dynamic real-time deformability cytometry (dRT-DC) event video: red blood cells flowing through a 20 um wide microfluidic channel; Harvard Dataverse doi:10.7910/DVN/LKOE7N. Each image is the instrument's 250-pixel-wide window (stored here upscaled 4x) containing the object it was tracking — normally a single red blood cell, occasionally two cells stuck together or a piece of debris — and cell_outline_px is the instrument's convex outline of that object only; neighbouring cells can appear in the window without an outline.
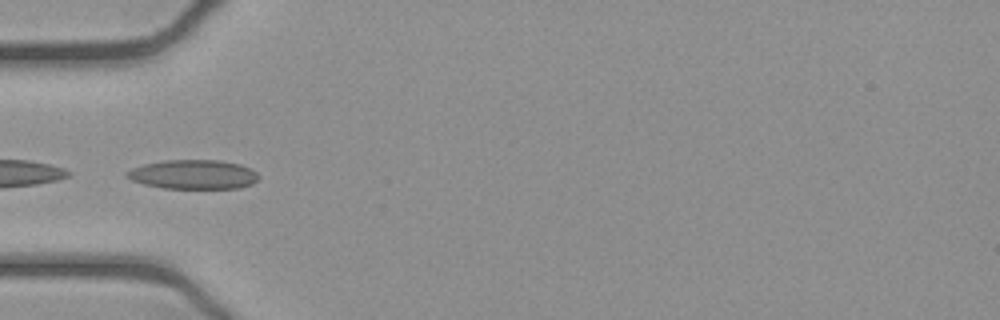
{"species": "common noctule bat (a hibernating species)", "species_latin": "Nyctalus noctula", "temperature_condition": "cold", "stored_images_in_passage": 26, "camera_frame_rate_fps": 3000, "um_per_image_px": 0.085, "animal": {"sex": "female", "body_mass_g": 21.9}, "frame": {"image": 1, "passage_image": 16, "time_ms": 5.0, "image_size_px": [1000, 320], "cell_outline_px": [[260, 176], [252, 184], [240, 188], [164, 188], [144, 184], [132, 180], [124, 176], [124, 172], [132, 168], [144, 164], [164, 160], [220, 160], [240, 164], [256, 172]], "centroid_in_image_um": [16.41, 14.82], "position_along_channel_um": 68.6, "area_um2": 22.48}}
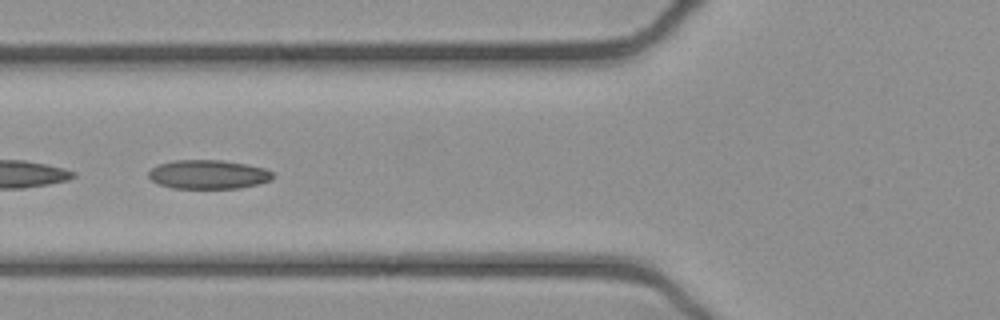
{"frame": {"image": 2, "passage_image": 19, "time_ms": 6.0, "image_size_px": [1000, 320], "cell_outline_px": [[276, 176], [272, 180], [240, 188], [172, 188], [160, 184], [152, 180], [148, 176], [148, 172], [152, 168], [160, 164], [172, 160], [220, 160], [248, 164], [264, 168], [272, 172]], "centroid_in_image_um": [17.73, 14.82], "position_along_channel_um": 108.1, "area_um2": 20.98}}
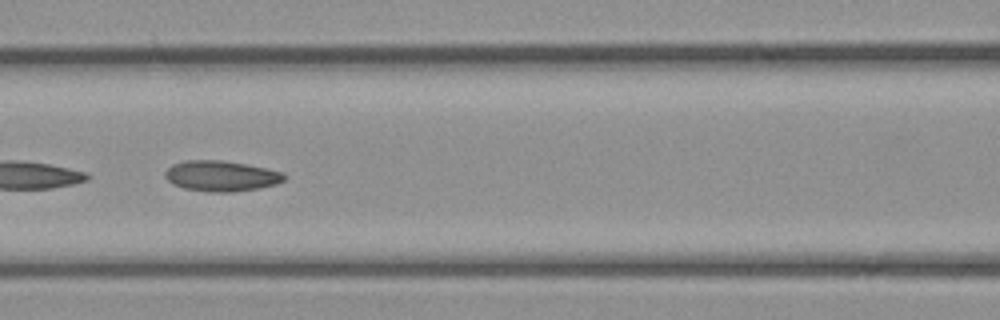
{"frame": {"image": 3, "passage_image": 22, "time_ms": 7.0, "image_size_px": [1000, 320], "cell_outline_px": [[288, 176], [284, 180], [276, 184], [260, 188], [232, 192], [208, 192], [184, 188], [172, 184], [164, 176], [164, 172], [172, 164], [184, 160], [220, 160], [268, 168], [284, 172]], "centroid_in_image_um": [18.81, 14.96], "position_along_channel_um": 147.8, "area_um2": 21.44}}